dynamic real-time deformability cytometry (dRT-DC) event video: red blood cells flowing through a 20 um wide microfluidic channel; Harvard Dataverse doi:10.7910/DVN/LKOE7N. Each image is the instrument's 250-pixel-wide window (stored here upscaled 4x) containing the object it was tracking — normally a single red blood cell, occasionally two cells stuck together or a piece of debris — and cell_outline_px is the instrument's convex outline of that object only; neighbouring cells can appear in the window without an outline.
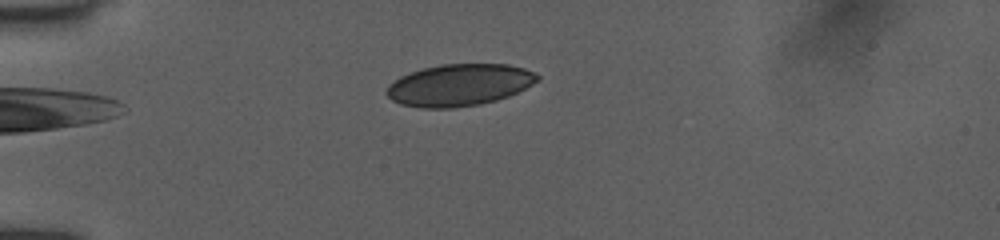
{"species": "human", "species_latin": "Homo sapiens", "temperature_condition": "room temperature", "stored_images_in_passage": 2, "camera_frame_rate_fps": 3000, "um_per_image_px": 0.085, "donor": {"sex": "female"}, "frame": {"image": 1, "passage_image": 1, "time_ms": 0.0, "image_size_px": [1000, 240], "cell_outline_px": [[540, 80], [508, 96], [496, 100], [480, 104], [452, 108], [424, 108], [400, 104], [392, 100], [388, 96], [388, 84], [400, 76], [424, 68], [440, 64], [508, 64], [524, 68], [536, 72], [540, 76]], "centroid_in_image_um": [39.06, 7.22], "position_along_channel_um": 45.9, "area_um2": 36.7}}